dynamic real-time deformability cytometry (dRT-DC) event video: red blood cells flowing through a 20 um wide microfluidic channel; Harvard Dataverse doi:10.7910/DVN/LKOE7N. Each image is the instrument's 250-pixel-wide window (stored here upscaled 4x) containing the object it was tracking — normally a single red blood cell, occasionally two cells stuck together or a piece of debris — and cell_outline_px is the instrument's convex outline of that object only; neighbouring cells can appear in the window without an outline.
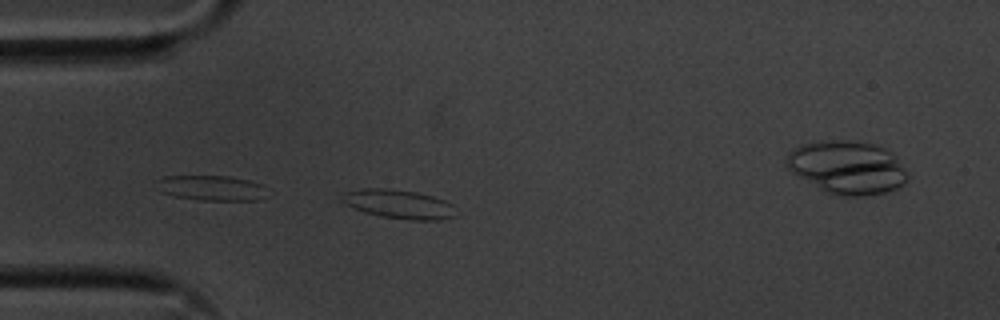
{"species": "common noctule bat (a hibernating species)", "species_latin": "Nyctalus noctula", "temperature_condition": "cold", "stored_images_in_passage": 8, "camera_frame_rate_fps": 3000, "um_per_image_px": 0.085, "animal": {"sex": "male", "body_mass_g": 20.1, "forearm_length_mm": 53.5}, "frame": {"image": 1, "passage_image": 1, "time_ms": 0.0, "image_size_px": [1000, 320], "cell_outline_px": [[456, 216], [440, 220], [408, 220], [380, 216], [364, 212], [344, 204], [340, 200], [340, 192], [360, 188], [388, 188], [416, 192], [432, 196], [444, 200], [452, 204]], "centroid_in_image_um": [33.82, 17.34], "position_along_channel_um": 51.2, "area_um2": 19.54}}
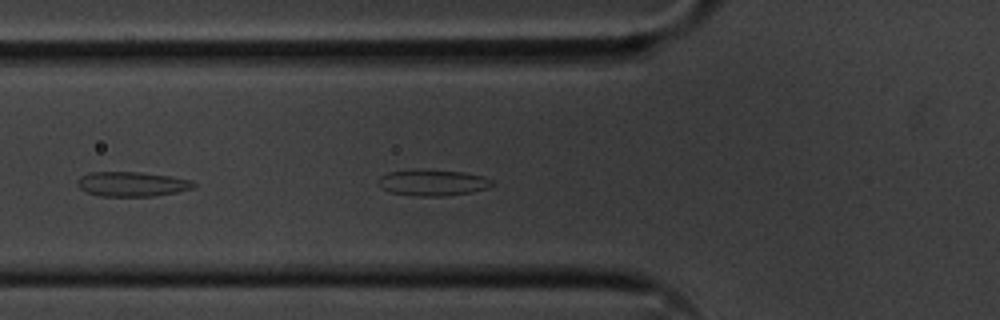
{"frame": {"image": 2, "passage_image": 5, "time_ms": 1.333, "image_size_px": [1000, 320], "cell_outline_px": [[196, 184], [192, 188], [176, 192], [156, 196], [100, 196], [88, 192], [80, 188], [76, 184], [76, 180], [80, 176], [88, 172], [140, 172], [172, 176], [192, 180]], "centroid_in_image_um": [11.2, 15.64], "position_along_channel_um": 114.6, "area_um2": 16.82}}